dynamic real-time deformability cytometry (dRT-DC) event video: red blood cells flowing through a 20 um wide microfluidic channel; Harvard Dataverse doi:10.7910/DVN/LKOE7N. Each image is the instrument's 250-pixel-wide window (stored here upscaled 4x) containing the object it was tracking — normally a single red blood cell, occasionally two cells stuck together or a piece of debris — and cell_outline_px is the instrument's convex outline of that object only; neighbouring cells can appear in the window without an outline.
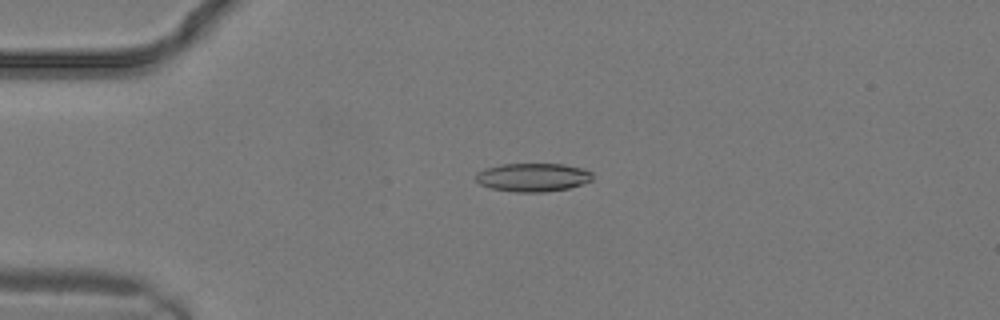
{"species": "common noctule bat (a hibernating species)", "species_latin": "Nyctalus noctula", "temperature_condition": "warm", "stored_images_in_passage": 12, "camera_frame_rate_fps": 3000, "um_per_image_px": 0.085, "animal": {"sex": "male", "body_mass_g": 19.2, "forearm_length_mm": 51.8}, "frame": {"image": 1, "passage_image": 7, "time_ms": 2.0, "image_size_px": [1000, 320], "cell_outline_px": [[592, 180], [568, 188], [544, 192], [516, 192], [492, 188], [480, 184], [476, 180], [476, 172], [484, 168], [500, 164], [564, 164], [584, 168], [592, 172]], "centroid_in_image_um": [45.28, 15.06], "position_along_channel_um": 39.7, "area_um2": 19.36}}
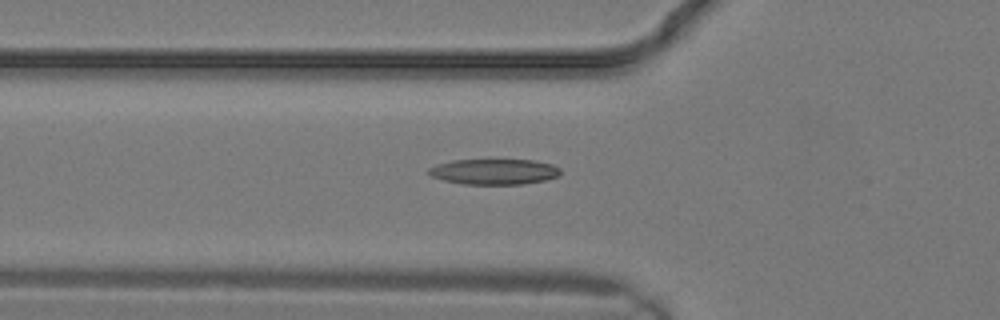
{"frame": {"image": 2, "passage_image": 10, "time_ms": 3.0, "image_size_px": [1000, 320], "cell_outline_px": [[560, 176], [544, 180], [524, 184], [464, 184], [444, 180], [432, 176], [428, 172], [428, 168], [436, 164], [452, 160], [532, 160], [552, 164], [560, 168]], "centroid_in_image_um": [42.01, 14.59], "position_along_channel_um": 83.8, "area_um2": 19.59}}
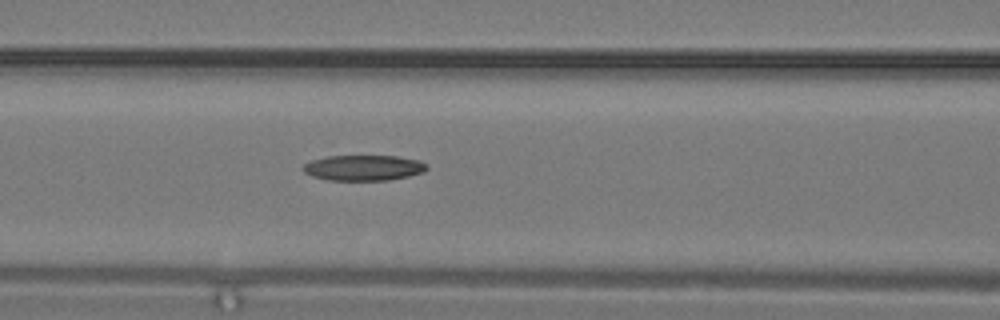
{"frame": {"image": 3, "passage_image": 12, "time_ms": 3.667, "image_size_px": [1000, 320], "cell_outline_px": [[428, 168], [424, 172], [408, 176], [388, 180], [328, 180], [312, 176], [304, 172], [300, 168], [304, 164], [312, 160], [328, 156], [396, 156], [420, 160], [428, 164]], "centroid_in_image_um": [30.91, 14.26], "position_along_channel_um": 135.7, "area_um2": 18.5}}